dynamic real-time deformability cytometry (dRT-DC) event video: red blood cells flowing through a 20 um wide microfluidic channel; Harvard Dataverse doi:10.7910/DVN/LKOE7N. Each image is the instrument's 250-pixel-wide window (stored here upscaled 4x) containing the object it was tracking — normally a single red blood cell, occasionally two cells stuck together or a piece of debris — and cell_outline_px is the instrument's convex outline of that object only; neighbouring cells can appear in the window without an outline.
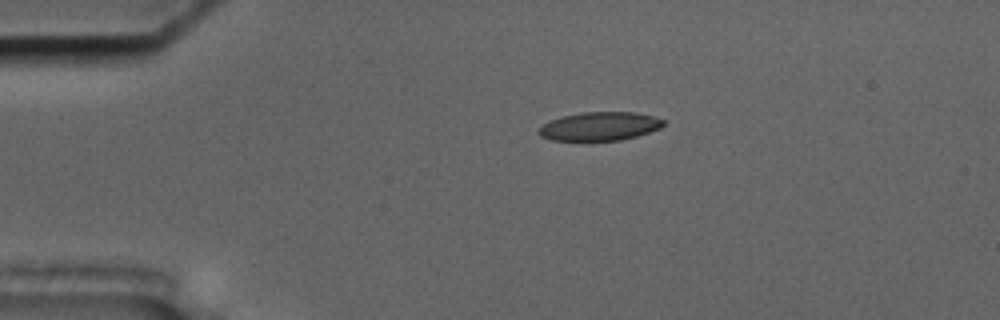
{"species": "common noctule bat (a hibernating species)", "species_latin": "Nyctalus noctula", "temperature_condition": "cold", "stored_images_in_passage": 46, "camera_frame_rate_fps": 3000, "um_per_image_px": 0.085, "animal": {"sex": "male", "body_mass_g": 17.5, "forearm_length_mm": 52.3}, "frame": {"image": 1, "passage_image": 1, "time_ms": 0.0, "image_size_px": [1000, 320], "cell_outline_px": [[664, 124], [660, 128], [636, 136], [620, 140], [552, 140], [540, 136], [536, 132], [544, 124], [552, 120], [564, 116], [580, 112], [636, 112], [652, 116], [664, 120]], "centroid_in_image_um": [50.97, 10.73], "position_along_channel_um": 34.0, "area_um2": 20.52}}
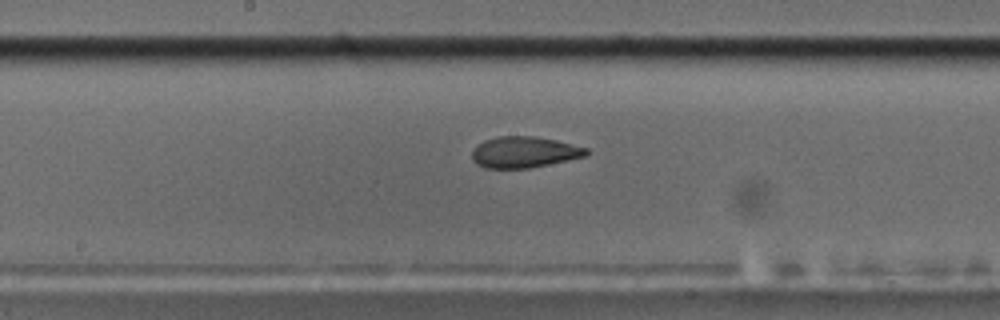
{"frame": {"image": 2, "passage_image": 19, "time_ms": 6.0, "image_size_px": [1000, 320], "cell_outline_px": [[592, 152], [584, 156], [568, 160], [528, 168], [484, 168], [476, 164], [472, 160], [472, 152], [476, 144], [484, 140], [496, 136], [536, 136], [556, 140], [588, 148]], "centroid_in_image_um": [44.54, 12.92], "position_along_channel_um": 203.7, "area_um2": 20.92}}
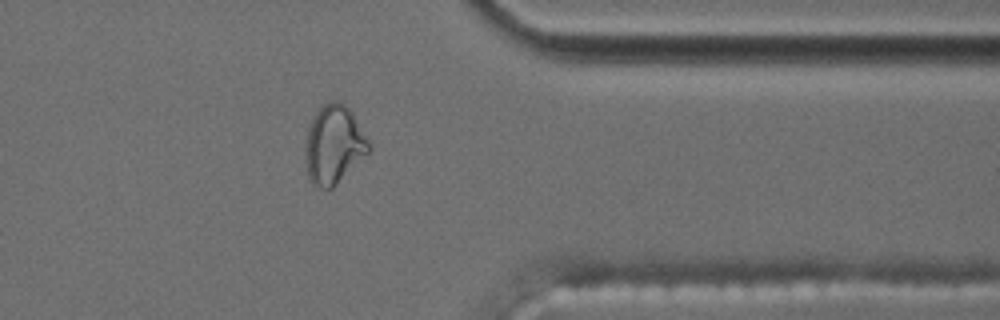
{"frame": {"image": 3, "passage_image": 35, "time_ms": 11.333, "image_size_px": [1000, 320], "cell_outline_px": [[372, 148], [332, 188], [320, 188], [312, 184], [308, 180], [304, 160], [304, 144], [308, 128], [316, 112], [324, 104], [332, 100], [336, 100], [344, 104], [352, 112], [372, 144]], "centroid_in_image_um": [28.35, 12.3], "position_along_channel_um": 383.1, "area_um2": 29.25}, "authors_computed_cell_mechanics": {"area_um2": 22.0796, "velocity_mm_per_s": 3.5471, "shape_relaxation_time_tau1_ms": null, "shape_relaxation_time_tau2_ms": 2.4924, "deformation_change_tau1": null, "deformation_change_tau2": 0.0899}}